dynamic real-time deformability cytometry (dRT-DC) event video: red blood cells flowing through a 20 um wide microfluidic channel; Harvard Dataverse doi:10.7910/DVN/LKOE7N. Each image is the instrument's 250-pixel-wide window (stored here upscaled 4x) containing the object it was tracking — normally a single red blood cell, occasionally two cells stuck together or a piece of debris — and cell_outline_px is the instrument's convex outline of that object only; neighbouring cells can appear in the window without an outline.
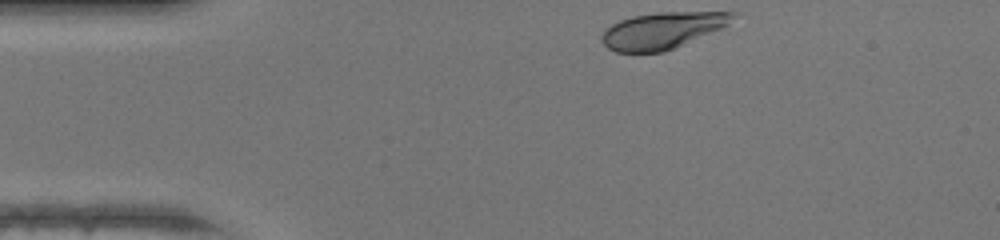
{"species": "human", "species_latin": "Homo sapiens", "temperature_condition": "warm", "stored_images_in_passage": 30, "camera_frame_rate_fps": 3000, "um_per_image_px": 0.085, "donor": {"sex": "female"}, "frame": {"image": 1, "passage_image": 1, "time_ms": 0.0, "image_size_px": [1000, 240], "cell_outline_px": [[740, 12], [728, 24], [720, 28], [664, 52], [616, 52], [608, 48], [604, 44], [600, 36], [604, 28], [620, 20], [632, 16], [656, 12]], "centroid_in_image_um": [56.25, 2.58], "position_along_channel_um": 28.7, "area_um2": 27.69}}
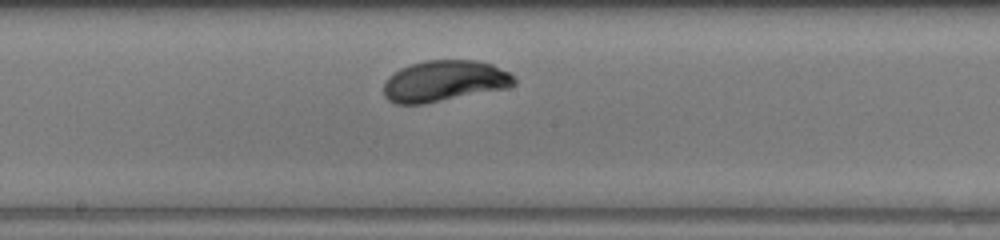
{"frame": {"image": 2, "passage_image": 18, "time_ms": 5.667, "image_size_px": [1000, 240], "cell_outline_px": [[516, 84], [508, 88], [424, 104], [396, 104], [388, 100], [384, 96], [384, 84], [388, 76], [400, 68], [424, 60], [476, 60], [492, 64], [508, 72], [516, 80]], "centroid_in_image_um": [37.76, 6.89], "position_along_channel_um": 210.4, "area_um2": 31.39}}
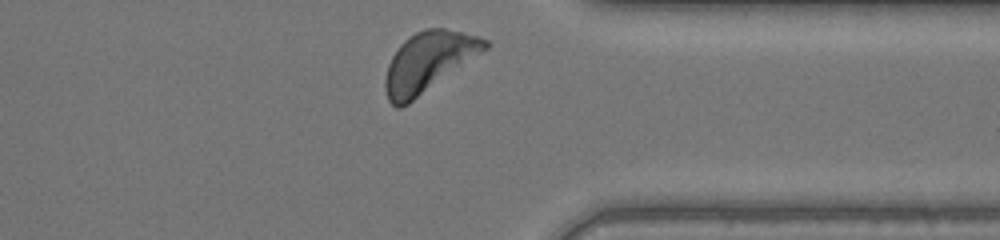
{"frame": {"image": 3, "passage_image": 30, "time_ms": 9.667, "image_size_px": [1000, 240], "cell_outline_px": [[488, 48], [408, 104], [400, 108], [396, 108], [388, 100], [384, 88], [384, 80], [388, 64], [392, 56], [400, 44], [408, 36], [424, 28], [444, 28], [476, 36], [488, 40]], "centroid_in_image_um": [36.37, 5.27], "position_along_channel_um": 375.0, "area_um2": 34.45}, "authors_computed_cell_mechanics": {"area_um2": 31.3276, "velocity_mm_per_s": 4.2448, "shape_relaxation_time_tau1_ms": 1.6146, "shape_relaxation_time_tau2_ms": null, "deformation_change_tau1": 0.1201, "deformation_change_tau2": null}}